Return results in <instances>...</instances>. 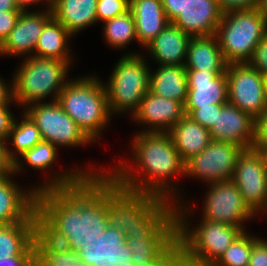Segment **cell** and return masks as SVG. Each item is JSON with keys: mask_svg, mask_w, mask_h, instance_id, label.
I'll list each match as a JSON object with an SVG mask.
<instances>
[{"mask_svg": "<svg viewBox=\"0 0 267 266\" xmlns=\"http://www.w3.org/2000/svg\"><path fill=\"white\" fill-rule=\"evenodd\" d=\"M34 190L39 231L46 238L84 257L113 258L116 242L108 230L107 173L58 174Z\"/></svg>", "mask_w": 267, "mask_h": 266, "instance_id": "cell-1", "label": "cell"}, {"mask_svg": "<svg viewBox=\"0 0 267 266\" xmlns=\"http://www.w3.org/2000/svg\"><path fill=\"white\" fill-rule=\"evenodd\" d=\"M132 146L136 166H139L138 168H140L139 170L143 173L144 178L142 177V180H139L124 165H119L120 168H117L116 172H113L114 174L108 175L125 190L148 193L169 201L171 198L167 197L172 192L168 190L171 187L167 185L169 182L166 179L176 174H185V163L182 161L169 134L141 132L134 138Z\"/></svg>", "mask_w": 267, "mask_h": 266, "instance_id": "cell-2", "label": "cell"}, {"mask_svg": "<svg viewBox=\"0 0 267 266\" xmlns=\"http://www.w3.org/2000/svg\"><path fill=\"white\" fill-rule=\"evenodd\" d=\"M170 203L142 230L115 245L117 266H168L177 257V219Z\"/></svg>", "mask_w": 267, "mask_h": 266, "instance_id": "cell-3", "label": "cell"}, {"mask_svg": "<svg viewBox=\"0 0 267 266\" xmlns=\"http://www.w3.org/2000/svg\"><path fill=\"white\" fill-rule=\"evenodd\" d=\"M180 207V211L175 208L179 266H212L243 232L238 227L205 219L193 231L189 230Z\"/></svg>", "mask_w": 267, "mask_h": 266, "instance_id": "cell-4", "label": "cell"}, {"mask_svg": "<svg viewBox=\"0 0 267 266\" xmlns=\"http://www.w3.org/2000/svg\"><path fill=\"white\" fill-rule=\"evenodd\" d=\"M170 201L148 193L121 188L108 175V230L117 242L145 228Z\"/></svg>", "mask_w": 267, "mask_h": 266, "instance_id": "cell-5", "label": "cell"}, {"mask_svg": "<svg viewBox=\"0 0 267 266\" xmlns=\"http://www.w3.org/2000/svg\"><path fill=\"white\" fill-rule=\"evenodd\" d=\"M101 83L93 76L71 79L57 98L62 109L92 141L99 137L111 115L107 91Z\"/></svg>", "mask_w": 267, "mask_h": 266, "instance_id": "cell-6", "label": "cell"}, {"mask_svg": "<svg viewBox=\"0 0 267 266\" xmlns=\"http://www.w3.org/2000/svg\"><path fill=\"white\" fill-rule=\"evenodd\" d=\"M267 34V23L258 8L223 13L216 37L227 64L248 63L260 40Z\"/></svg>", "mask_w": 267, "mask_h": 266, "instance_id": "cell-7", "label": "cell"}, {"mask_svg": "<svg viewBox=\"0 0 267 266\" xmlns=\"http://www.w3.org/2000/svg\"><path fill=\"white\" fill-rule=\"evenodd\" d=\"M69 63L53 58L29 56L17 70L13 85V100L27 107L32 103L40 102L48 94H55L53 101L65 87V77ZM55 92V93H53Z\"/></svg>", "mask_w": 267, "mask_h": 266, "instance_id": "cell-8", "label": "cell"}, {"mask_svg": "<svg viewBox=\"0 0 267 266\" xmlns=\"http://www.w3.org/2000/svg\"><path fill=\"white\" fill-rule=\"evenodd\" d=\"M142 56H123L105 85L111 114L130 110L133 115L150 88V70ZM132 109V110H131Z\"/></svg>", "mask_w": 267, "mask_h": 266, "instance_id": "cell-9", "label": "cell"}, {"mask_svg": "<svg viewBox=\"0 0 267 266\" xmlns=\"http://www.w3.org/2000/svg\"><path fill=\"white\" fill-rule=\"evenodd\" d=\"M34 104L25 112L36 123L42 140L55 146H77L93 142L57 101Z\"/></svg>", "mask_w": 267, "mask_h": 266, "instance_id": "cell-10", "label": "cell"}, {"mask_svg": "<svg viewBox=\"0 0 267 266\" xmlns=\"http://www.w3.org/2000/svg\"><path fill=\"white\" fill-rule=\"evenodd\" d=\"M228 101L254 119L267 108L264 75L248 63L226 67Z\"/></svg>", "mask_w": 267, "mask_h": 266, "instance_id": "cell-11", "label": "cell"}, {"mask_svg": "<svg viewBox=\"0 0 267 266\" xmlns=\"http://www.w3.org/2000/svg\"><path fill=\"white\" fill-rule=\"evenodd\" d=\"M231 180L255 215L260 209L267 212V169L260 151L243 149L237 158Z\"/></svg>", "mask_w": 267, "mask_h": 266, "instance_id": "cell-12", "label": "cell"}, {"mask_svg": "<svg viewBox=\"0 0 267 266\" xmlns=\"http://www.w3.org/2000/svg\"><path fill=\"white\" fill-rule=\"evenodd\" d=\"M243 148L222 141H211L199 154L185 163V174L216 183L231 180Z\"/></svg>", "mask_w": 267, "mask_h": 266, "instance_id": "cell-13", "label": "cell"}, {"mask_svg": "<svg viewBox=\"0 0 267 266\" xmlns=\"http://www.w3.org/2000/svg\"><path fill=\"white\" fill-rule=\"evenodd\" d=\"M210 185L203 206V219L238 227L244 232L241 222L250 219L254 213L245 204L236 184L228 180Z\"/></svg>", "mask_w": 267, "mask_h": 266, "instance_id": "cell-14", "label": "cell"}, {"mask_svg": "<svg viewBox=\"0 0 267 266\" xmlns=\"http://www.w3.org/2000/svg\"><path fill=\"white\" fill-rule=\"evenodd\" d=\"M213 141L235 144L243 149L255 143V119L229 101L217 104V118L209 130Z\"/></svg>", "mask_w": 267, "mask_h": 266, "instance_id": "cell-15", "label": "cell"}, {"mask_svg": "<svg viewBox=\"0 0 267 266\" xmlns=\"http://www.w3.org/2000/svg\"><path fill=\"white\" fill-rule=\"evenodd\" d=\"M186 75L188 92L185 113L187 116L198 107L224 104L228 101L226 71L186 70Z\"/></svg>", "mask_w": 267, "mask_h": 266, "instance_id": "cell-16", "label": "cell"}, {"mask_svg": "<svg viewBox=\"0 0 267 266\" xmlns=\"http://www.w3.org/2000/svg\"><path fill=\"white\" fill-rule=\"evenodd\" d=\"M11 175L0 177V225L19 222H39L36 212L37 192L26 193L10 180Z\"/></svg>", "mask_w": 267, "mask_h": 266, "instance_id": "cell-17", "label": "cell"}, {"mask_svg": "<svg viewBox=\"0 0 267 266\" xmlns=\"http://www.w3.org/2000/svg\"><path fill=\"white\" fill-rule=\"evenodd\" d=\"M185 105L181 102L146 93L133 117L140 123H147L151 129L142 132L167 133L184 116Z\"/></svg>", "mask_w": 267, "mask_h": 266, "instance_id": "cell-18", "label": "cell"}, {"mask_svg": "<svg viewBox=\"0 0 267 266\" xmlns=\"http://www.w3.org/2000/svg\"><path fill=\"white\" fill-rule=\"evenodd\" d=\"M25 8L8 37L0 45V54L33 53L45 24L53 17L48 7L44 12H28Z\"/></svg>", "mask_w": 267, "mask_h": 266, "instance_id": "cell-19", "label": "cell"}, {"mask_svg": "<svg viewBox=\"0 0 267 266\" xmlns=\"http://www.w3.org/2000/svg\"><path fill=\"white\" fill-rule=\"evenodd\" d=\"M222 16L217 0H190L172 23L191 37L215 36Z\"/></svg>", "mask_w": 267, "mask_h": 266, "instance_id": "cell-20", "label": "cell"}, {"mask_svg": "<svg viewBox=\"0 0 267 266\" xmlns=\"http://www.w3.org/2000/svg\"><path fill=\"white\" fill-rule=\"evenodd\" d=\"M190 38L191 36L169 22L146 48L160 65L182 66L185 64L182 59L186 57Z\"/></svg>", "mask_w": 267, "mask_h": 266, "instance_id": "cell-21", "label": "cell"}, {"mask_svg": "<svg viewBox=\"0 0 267 266\" xmlns=\"http://www.w3.org/2000/svg\"><path fill=\"white\" fill-rule=\"evenodd\" d=\"M137 41L145 47L168 25L162 0H130Z\"/></svg>", "mask_w": 267, "mask_h": 266, "instance_id": "cell-22", "label": "cell"}, {"mask_svg": "<svg viewBox=\"0 0 267 266\" xmlns=\"http://www.w3.org/2000/svg\"><path fill=\"white\" fill-rule=\"evenodd\" d=\"M39 222L0 225V260L13 256H35Z\"/></svg>", "mask_w": 267, "mask_h": 266, "instance_id": "cell-23", "label": "cell"}, {"mask_svg": "<svg viewBox=\"0 0 267 266\" xmlns=\"http://www.w3.org/2000/svg\"><path fill=\"white\" fill-rule=\"evenodd\" d=\"M186 70L225 72V62L216 36H197L189 40Z\"/></svg>", "mask_w": 267, "mask_h": 266, "instance_id": "cell-24", "label": "cell"}, {"mask_svg": "<svg viewBox=\"0 0 267 266\" xmlns=\"http://www.w3.org/2000/svg\"><path fill=\"white\" fill-rule=\"evenodd\" d=\"M167 133L184 163L202 152L212 141L210 131L187 115Z\"/></svg>", "mask_w": 267, "mask_h": 266, "instance_id": "cell-25", "label": "cell"}, {"mask_svg": "<svg viewBox=\"0 0 267 266\" xmlns=\"http://www.w3.org/2000/svg\"><path fill=\"white\" fill-rule=\"evenodd\" d=\"M97 1L55 0L50 9L52 16L73 35L97 22Z\"/></svg>", "mask_w": 267, "mask_h": 266, "instance_id": "cell-26", "label": "cell"}, {"mask_svg": "<svg viewBox=\"0 0 267 266\" xmlns=\"http://www.w3.org/2000/svg\"><path fill=\"white\" fill-rule=\"evenodd\" d=\"M152 94L181 102L187 100L188 84L184 65H161L151 73L150 88Z\"/></svg>", "mask_w": 267, "mask_h": 266, "instance_id": "cell-27", "label": "cell"}, {"mask_svg": "<svg viewBox=\"0 0 267 266\" xmlns=\"http://www.w3.org/2000/svg\"><path fill=\"white\" fill-rule=\"evenodd\" d=\"M71 34L68 30L52 17L44 26L35 47V54L41 58H53L66 61L69 64L70 55L67 48V41Z\"/></svg>", "mask_w": 267, "mask_h": 266, "instance_id": "cell-28", "label": "cell"}, {"mask_svg": "<svg viewBox=\"0 0 267 266\" xmlns=\"http://www.w3.org/2000/svg\"><path fill=\"white\" fill-rule=\"evenodd\" d=\"M84 256L79 252L56 244L40 231L35 237V266H77Z\"/></svg>", "mask_w": 267, "mask_h": 266, "instance_id": "cell-29", "label": "cell"}, {"mask_svg": "<svg viewBox=\"0 0 267 266\" xmlns=\"http://www.w3.org/2000/svg\"><path fill=\"white\" fill-rule=\"evenodd\" d=\"M103 23L105 39L112 47L122 48L131 40H137L135 19L130 10Z\"/></svg>", "mask_w": 267, "mask_h": 266, "instance_id": "cell-30", "label": "cell"}, {"mask_svg": "<svg viewBox=\"0 0 267 266\" xmlns=\"http://www.w3.org/2000/svg\"><path fill=\"white\" fill-rule=\"evenodd\" d=\"M24 113L23 120L20 123H16L18 121L14 119L8 135V138H12V145H14L16 152H19L18 154L20 155L42 141V136L36 123L26 112Z\"/></svg>", "mask_w": 267, "mask_h": 266, "instance_id": "cell-31", "label": "cell"}, {"mask_svg": "<svg viewBox=\"0 0 267 266\" xmlns=\"http://www.w3.org/2000/svg\"><path fill=\"white\" fill-rule=\"evenodd\" d=\"M258 239L242 232L212 266H248L253 244Z\"/></svg>", "mask_w": 267, "mask_h": 266, "instance_id": "cell-32", "label": "cell"}, {"mask_svg": "<svg viewBox=\"0 0 267 266\" xmlns=\"http://www.w3.org/2000/svg\"><path fill=\"white\" fill-rule=\"evenodd\" d=\"M57 146L48 142L40 141L32 149L25 151L21 156L25 162L35 169H46L55 162Z\"/></svg>", "mask_w": 267, "mask_h": 266, "instance_id": "cell-33", "label": "cell"}, {"mask_svg": "<svg viewBox=\"0 0 267 266\" xmlns=\"http://www.w3.org/2000/svg\"><path fill=\"white\" fill-rule=\"evenodd\" d=\"M130 0H98L96 18L97 22L108 21L129 11Z\"/></svg>", "mask_w": 267, "mask_h": 266, "instance_id": "cell-34", "label": "cell"}, {"mask_svg": "<svg viewBox=\"0 0 267 266\" xmlns=\"http://www.w3.org/2000/svg\"><path fill=\"white\" fill-rule=\"evenodd\" d=\"M5 141L7 140L0 138V177L12 175L22 168L19 158L8 149Z\"/></svg>", "mask_w": 267, "mask_h": 266, "instance_id": "cell-35", "label": "cell"}, {"mask_svg": "<svg viewBox=\"0 0 267 266\" xmlns=\"http://www.w3.org/2000/svg\"><path fill=\"white\" fill-rule=\"evenodd\" d=\"M193 121L199 123L202 127L210 130L216 122L217 104H210L206 107H198L188 115Z\"/></svg>", "mask_w": 267, "mask_h": 266, "instance_id": "cell-36", "label": "cell"}, {"mask_svg": "<svg viewBox=\"0 0 267 266\" xmlns=\"http://www.w3.org/2000/svg\"><path fill=\"white\" fill-rule=\"evenodd\" d=\"M248 64L262 75H267V34L260 40L254 49Z\"/></svg>", "mask_w": 267, "mask_h": 266, "instance_id": "cell-37", "label": "cell"}, {"mask_svg": "<svg viewBox=\"0 0 267 266\" xmlns=\"http://www.w3.org/2000/svg\"><path fill=\"white\" fill-rule=\"evenodd\" d=\"M23 10L0 11V45L16 25Z\"/></svg>", "mask_w": 267, "mask_h": 266, "instance_id": "cell-38", "label": "cell"}, {"mask_svg": "<svg viewBox=\"0 0 267 266\" xmlns=\"http://www.w3.org/2000/svg\"><path fill=\"white\" fill-rule=\"evenodd\" d=\"M254 149H267V108L255 119Z\"/></svg>", "mask_w": 267, "mask_h": 266, "instance_id": "cell-39", "label": "cell"}, {"mask_svg": "<svg viewBox=\"0 0 267 266\" xmlns=\"http://www.w3.org/2000/svg\"><path fill=\"white\" fill-rule=\"evenodd\" d=\"M223 13L237 10H250L259 7L260 0H217Z\"/></svg>", "mask_w": 267, "mask_h": 266, "instance_id": "cell-40", "label": "cell"}, {"mask_svg": "<svg viewBox=\"0 0 267 266\" xmlns=\"http://www.w3.org/2000/svg\"><path fill=\"white\" fill-rule=\"evenodd\" d=\"M248 266H267V241L258 239L253 244Z\"/></svg>", "mask_w": 267, "mask_h": 266, "instance_id": "cell-41", "label": "cell"}, {"mask_svg": "<svg viewBox=\"0 0 267 266\" xmlns=\"http://www.w3.org/2000/svg\"><path fill=\"white\" fill-rule=\"evenodd\" d=\"M190 0H162L164 12L169 22H173L183 12Z\"/></svg>", "mask_w": 267, "mask_h": 266, "instance_id": "cell-42", "label": "cell"}, {"mask_svg": "<svg viewBox=\"0 0 267 266\" xmlns=\"http://www.w3.org/2000/svg\"><path fill=\"white\" fill-rule=\"evenodd\" d=\"M9 104L0 105V138L8 140V135L14 122V115L9 111Z\"/></svg>", "mask_w": 267, "mask_h": 266, "instance_id": "cell-43", "label": "cell"}, {"mask_svg": "<svg viewBox=\"0 0 267 266\" xmlns=\"http://www.w3.org/2000/svg\"><path fill=\"white\" fill-rule=\"evenodd\" d=\"M0 266H35V256H13L0 260Z\"/></svg>", "mask_w": 267, "mask_h": 266, "instance_id": "cell-44", "label": "cell"}, {"mask_svg": "<svg viewBox=\"0 0 267 266\" xmlns=\"http://www.w3.org/2000/svg\"><path fill=\"white\" fill-rule=\"evenodd\" d=\"M77 266H117L112 259H99L97 257H83Z\"/></svg>", "mask_w": 267, "mask_h": 266, "instance_id": "cell-45", "label": "cell"}, {"mask_svg": "<svg viewBox=\"0 0 267 266\" xmlns=\"http://www.w3.org/2000/svg\"><path fill=\"white\" fill-rule=\"evenodd\" d=\"M6 86V83L0 79V105L8 104L13 99V85Z\"/></svg>", "mask_w": 267, "mask_h": 266, "instance_id": "cell-46", "label": "cell"}, {"mask_svg": "<svg viewBox=\"0 0 267 266\" xmlns=\"http://www.w3.org/2000/svg\"><path fill=\"white\" fill-rule=\"evenodd\" d=\"M18 0H0V11L24 10Z\"/></svg>", "mask_w": 267, "mask_h": 266, "instance_id": "cell-47", "label": "cell"}, {"mask_svg": "<svg viewBox=\"0 0 267 266\" xmlns=\"http://www.w3.org/2000/svg\"><path fill=\"white\" fill-rule=\"evenodd\" d=\"M258 9L267 23V0H260Z\"/></svg>", "mask_w": 267, "mask_h": 266, "instance_id": "cell-48", "label": "cell"}, {"mask_svg": "<svg viewBox=\"0 0 267 266\" xmlns=\"http://www.w3.org/2000/svg\"><path fill=\"white\" fill-rule=\"evenodd\" d=\"M19 2H20V4L23 6V7H27V6H29L28 4H32V3H36V2H38V1H42V0H18ZM44 1V0H43ZM55 0H47V2H48V7L50 8V6L53 4V2H54Z\"/></svg>", "mask_w": 267, "mask_h": 266, "instance_id": "cell-49", "label": "cell"}, {"mask_svg": "<svg viewBox=\"0 0 267 266\" xmlns=\"http://www.w3.org/2000/svg\"><path fill=\"white\" fill-rule=\"evenodd\" d=\"M256 150L261 152V154L264 158V161H265L266 169H267V149H256Z\"/></svg>", "mask_w": 267, "mask_h": 266, "instance_id": "cell-50", "label": "cell"}, {"mask_svg": "<svg viewBox=\"0 0 267 266\" xmlns=\"http://www.w3.org/2000/svg\"><path fill=\"white\" fill-rule=\"evenodd\" d=\"M168 266H179L178 256Z\"/></svg>", "mask_w": 267, "mask_h": 266, "instance_id": "cell-51", "label": "cell"}, {"mask_svg": "<svg viewBox=\"0 0 267 266\" xmlns=\"http://www.w3.org/2000/svg\"><path fill=\"white\" fill-rule=\"evenodd\" d=\"M264 84H265V95H266V102H267V75H264Z\"/></svg>", "mask_w": 267, "mask_h": 266, "instance_id": "cell-52", "label": "cell"}]
</instances>
